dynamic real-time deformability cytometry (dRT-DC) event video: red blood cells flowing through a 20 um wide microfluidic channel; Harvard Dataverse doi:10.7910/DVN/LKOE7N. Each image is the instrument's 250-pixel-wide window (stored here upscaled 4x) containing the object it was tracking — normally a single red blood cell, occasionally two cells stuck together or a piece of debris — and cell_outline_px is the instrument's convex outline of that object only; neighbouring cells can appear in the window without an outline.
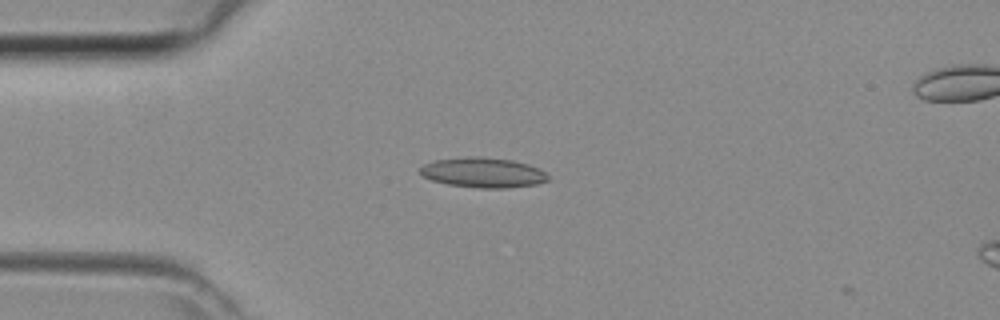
{"species": "common noctule bat (a hibernating species)", "species_latin": "Nyctalus noctula", "temperature_condition": "room temperature", "stored_images_in_passage": 3, "camera_frame_rate_fps": 3000, "um_per_image_px": 0.085, "animal": {"sex": "female", "body_mass_g": 29.2, "forearm_length_mm": 56.3}, "frame": {"image": 1, "passage_image": 2, "time_ms": 0.333, "image_size_px": [1000, 320], "cell_outline_px": [[548, 180], [536, 184], [508, 188], [476, 188], [448, 184], [432, 180], [420, 176], [420, 168], [424, 164], [436, 160], [468, 156], [480, 156], [512, 160], [528, 164], [540, 168], [548, 176]], "centroid_in_image_um": [41.05, 14.67], "position_along_channel_um": 44.0, "area_um2": 22.48}}